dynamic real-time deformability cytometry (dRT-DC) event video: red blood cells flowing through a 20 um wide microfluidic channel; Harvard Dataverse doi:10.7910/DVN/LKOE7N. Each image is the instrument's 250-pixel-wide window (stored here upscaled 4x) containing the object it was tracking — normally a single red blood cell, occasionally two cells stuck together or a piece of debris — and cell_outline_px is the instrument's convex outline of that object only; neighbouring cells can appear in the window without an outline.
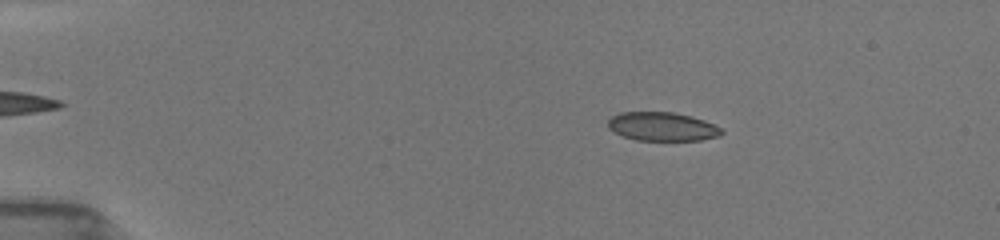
{"species": "common noctule bat (a hibernating species)", "species_latin": "Nyctalus noctula", "temperature_condition": "room temperature", "stored_images_in_passage": 35, "camera_frame_rate_fps": 3000, "um_per_image_px": 0.085, "animal": {"sex": "female", "body_mass_g": 19.5, "forearm_length_mm": 54.1}, "frame": {"image": 1, "passage_image": 15, "time_ms": 2.667, "image_size_px": [1000, 240], "cell_outline_px": [[724, 132], [720, 136], [700, 140], [636, 140], [624, 136], [608, 128], [608, 120], [612, 116], [620, 112], [672, 112], [692, 116], [704, 120], [720, 128]], "centroid_in_image_um": [56.29, 10.75], "position_along_channel_um": 28.7, "area_um2": 18.9}}
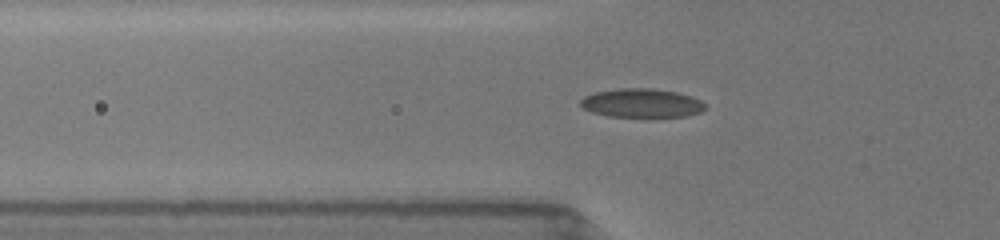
{"frame": {"image": 2, "passage_image": 29, "time_ms": 5.667, "image_size_px": [1000, 240], "cell_outline_px": [[708, 108], [700, 112], [688, 116], [608, 116], [592, 112], [580, 108], [580, 100], [584, 96], [592, 92], [616, 88], [656, 88], [676, 92], [692, 96], [700, 100]], "centroid_in_image_um": [54.51, 8.74], "position_along_channel_um": 71.3, "area_um2": 21.15}}
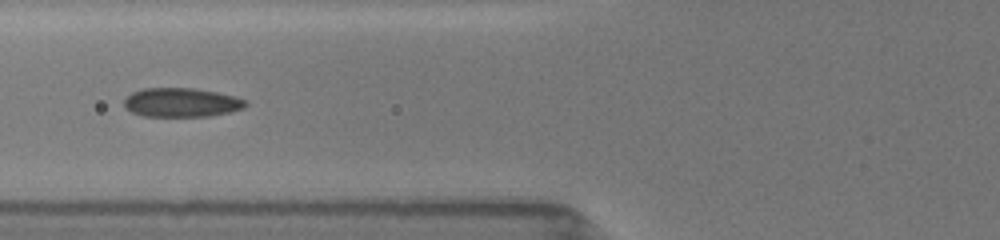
{"frame": {"image": 3, "passage_image": 34, "time_ms": 6.667, "image_size_px": [1000, 240], "cell_outline_px": [[248, 104], [244, 108], [212, 116], [144, 116], [132, 112], [124, 108], [124, 100], [132, 92], [144, 88], [196, 88], [216, 92], [248, 100]], "centroid_in_image_um": [15.43, 8.71], "position_along_channel_um": 110.4, "area_um2": 20.58}}